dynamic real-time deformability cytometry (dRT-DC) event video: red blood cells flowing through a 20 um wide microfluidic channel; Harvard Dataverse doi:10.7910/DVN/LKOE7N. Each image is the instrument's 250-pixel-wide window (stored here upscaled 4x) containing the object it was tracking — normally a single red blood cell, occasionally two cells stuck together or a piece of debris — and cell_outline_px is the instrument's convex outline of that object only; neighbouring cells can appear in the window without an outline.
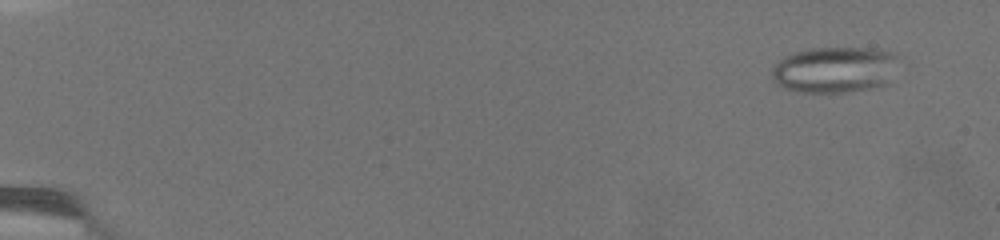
{"species": "common noctule bat (a hibernating species)", "species_latin": "Nyctalus noctula", "temperature_condition": "warm", "stored_images_in_passage": 72, "camera_frame_rate_fps": 3000, "um_per_image_px": 0.085, "animal": {"sex": "female", "body_mass_g": 19.5, "forearm_length_mm": 54.1}, "frame": {"image": 1, "passage_image": 6, "time_ms": 1.667, "image_size_px": [1000, 240], "cell_outline_px": [[900, 56], [884, 84], [868, 88], [844, 92], [800, 92], [784, 88], [776, 84], [772, 80], [772, 68], [784, 56], [792, 52], [808, 48], [864, 48], [892, 52]], "centroid_in_image_um": [70.86, 5.91], "position_along_channel_um": 14.1, "area_um2": 33.7}}
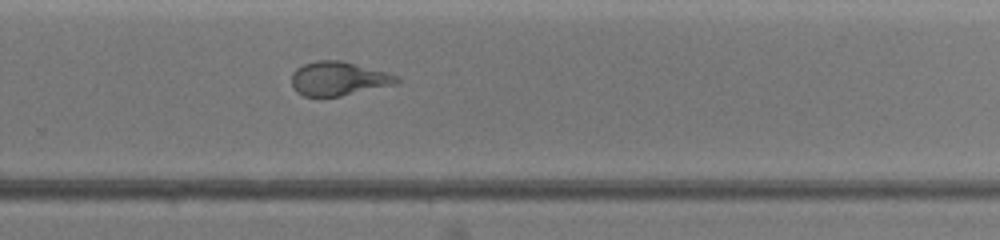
{"frame": {"image": 2, "passage_image": 51, "time_ms": 16.667, "image_size_px": [1000, 240], "cell_outline_px": [[400, 80], [396, 84], [340, 96], [304, 96], [296, 92], [292, 84], [292, 72], [296, 68], [304, 64], [316, 60], [340, 60], [388, 72], [396, 76]], "centroid_in_image_um": [28.75, 6.67], "position_along_channel_um": 301.0, "area_um2": 20.69}}
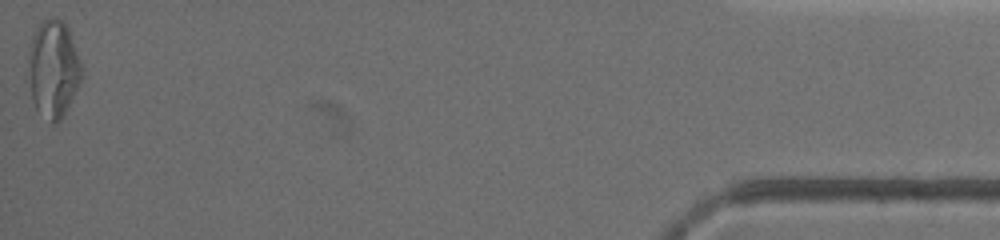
{"frame": {"image": 3, "passage_image": 72, "time_ms": 23.667, "image_size_px": [1000, 240], "cell_outline_px": [[84, 68], [80, 80], [60, 120], [56, 124], [52, 124], [36, 108], [32, 100], [28, 60], [28, 52], [36, 28], [44, 20], [52, 16], [56, 16], [68, 28]], "centroid_in_image_um": [4.54, 5.82], "position_along_channel_um": 430.7, "area_um2": 29.77}, "authors_computed_cell_mechanics": {"area_um2": 26.877, "velocity_mm_per_s": 3.042, "shape_relaxation_time_tau1_ms": null, "shape_relaxation_time_tau2_ms": 1.4282, "deformation_change_tau1": null, "deformation_change_tau2": 0.092}}